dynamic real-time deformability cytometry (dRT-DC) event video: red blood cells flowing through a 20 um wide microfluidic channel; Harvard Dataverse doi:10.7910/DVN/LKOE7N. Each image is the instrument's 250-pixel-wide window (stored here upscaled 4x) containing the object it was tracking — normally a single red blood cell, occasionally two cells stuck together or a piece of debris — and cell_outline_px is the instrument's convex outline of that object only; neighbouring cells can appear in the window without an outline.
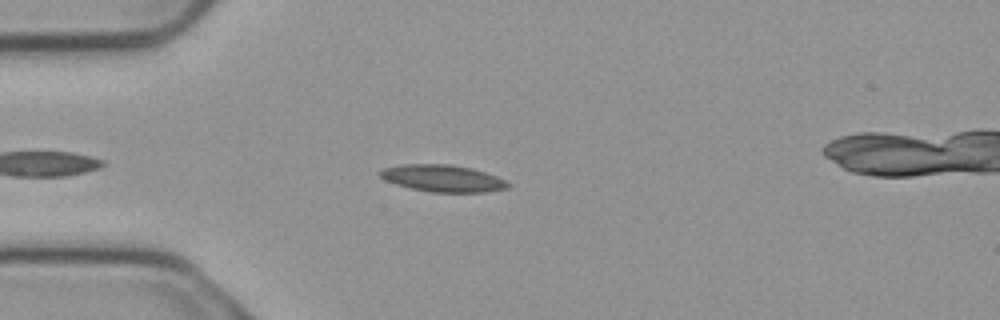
{"species": "common noctule bat (a hibernating species)", "species_latin": "Nyctalus noctula", "temperature_condition": "cold", "stored_images_in_passage": 4, "camera_frame_rate_fps": 3000, "um_per_image_px": 0.085, "animal": {"sex": "male", "body_mass_g": 23.1, "forearm_length_mm": 52.7}, "frame": {"image": 1, "passage_image": 3, "time_ms": 0.667, "image_size_px": [1000, 320], "cell_outline_px": [[512, 184], [508, 188], [488, 192], [432, 192], [412, 188], [396, 184], [384, 180], [380, 176], [380, 172], [384, 168], [404, 164], [452, 164], [472, 168], [496, 176]], "centroid_in_image_um": [37.67, 15.16], "position_along_channel_um": 47.3, "area_um2": 20.0}}